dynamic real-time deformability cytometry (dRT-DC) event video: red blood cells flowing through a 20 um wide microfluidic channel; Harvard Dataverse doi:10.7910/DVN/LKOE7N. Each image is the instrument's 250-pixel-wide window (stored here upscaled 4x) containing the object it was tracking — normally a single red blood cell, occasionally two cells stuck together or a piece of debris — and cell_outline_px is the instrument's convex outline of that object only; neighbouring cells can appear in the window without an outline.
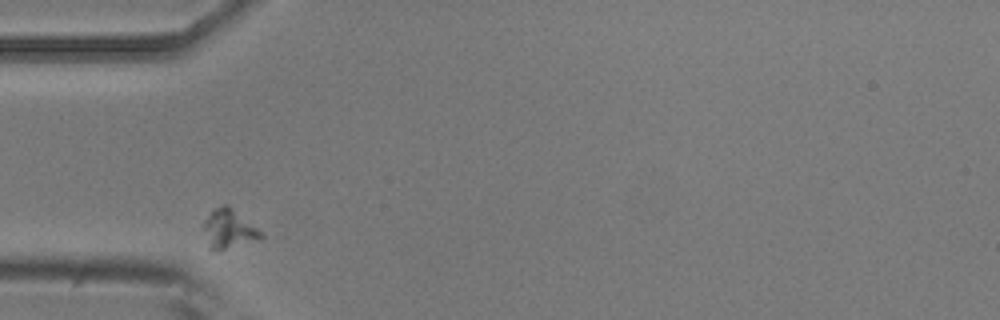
{"species": "common noctule bat (a hibernating species)", "species_latin": "Nyctalus noctula", "temperature_condition": "room temperature", "stored_images_in_passage": 3, "camera_frame_rate_fps": 3000, "um_per_image_px": 0.085, "animal": {"sex": "male", "body_mass_g": 20.5, "forearm_length_mm": 52.5}, "frame": {"image": 1, "passage_image": 1, "time_ms": 0.0, "image_size_px": [1000, 320], "cell_outline_px": [[264, 236], [260, 240], [224, 248], [208, 248], [204, 228], [204, 220], [216, 208], [224, 204], [228, 204], [264, 232]], "centroid_in_image_um": [19.52, 19.43], "position_along_channel_um": 65.5, "area_um2": 12.83}}
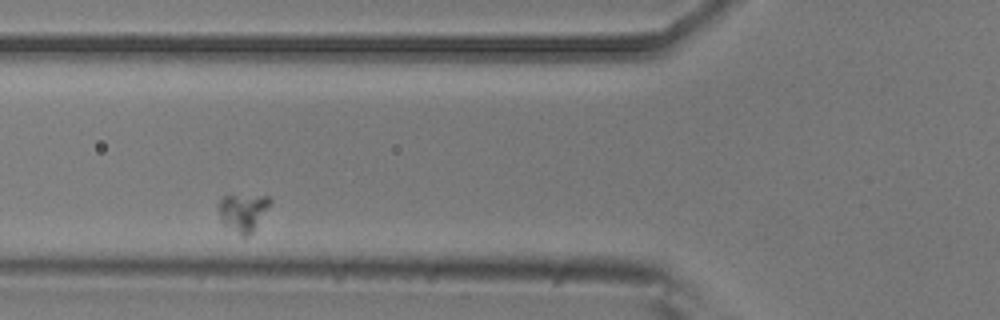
{"frame": {"image": 2, "passage_image": 2, "time_ms": 1.333, "image_size_px": [1000, 320], "cell_outline_px": [[272, 200], [252, 232], [248, 236], [240, 236], [224, 224], [220, 216], [220, 200], [228, 192], [268, 196]], "centroid_in_image_um": [20.65, 17.98], "position_along_channel_um": 105.2, "area_um2": 11.44}}
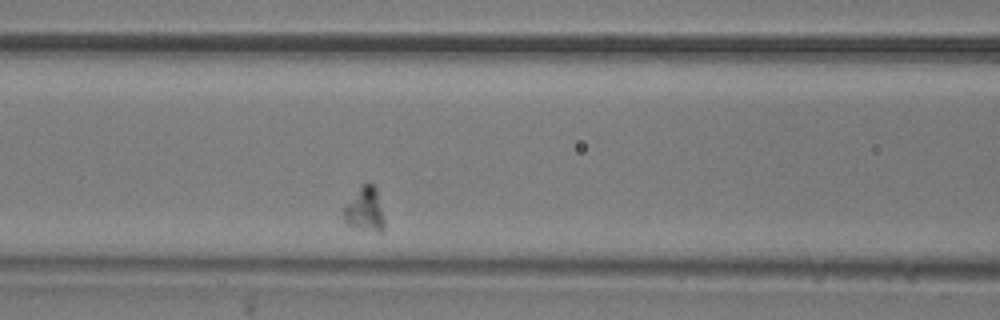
{"frame": {"image": 3, "passage_image": 3, "time_ms": 2.333, "image_size_px": [1000, 320], "cell_outline_px": [[384, 232], [376, 232], [344, 224], [344, 208], [360, 184], [372, 184], [376, 188], [384, 220]], "centroid_in_image_um": [31.01, 17.82], "position_along_channel_um": 135.6, "area_um2": 10.35}}